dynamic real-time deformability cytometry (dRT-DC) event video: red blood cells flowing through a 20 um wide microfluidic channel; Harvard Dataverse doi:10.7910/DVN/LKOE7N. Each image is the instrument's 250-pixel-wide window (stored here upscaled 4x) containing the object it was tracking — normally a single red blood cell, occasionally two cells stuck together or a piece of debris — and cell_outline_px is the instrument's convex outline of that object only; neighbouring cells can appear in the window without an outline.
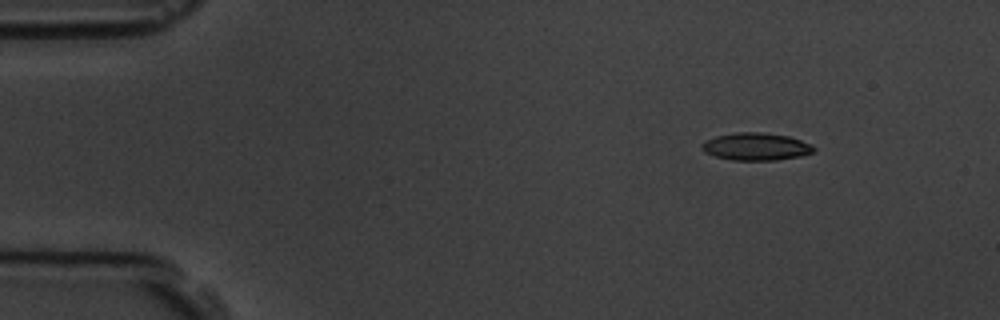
{"species": "common noctule bat (a hibernating species)", "species_latin": "Nyctalus noctula", "temperature_condition": "room temperature", "stored_images_in_passage": 4, "camera_frame_rate_fps": 3000, "um_per_image_px": 0.085, "animal": {"sex": "male", "body_mass_g": 19.5, "forearm_length_mm": 54.6}, "frame": {"image": 1, "passage_image": 1, "time_ms": 0.0, "image_size_px": [1000, 320], "cell_outline_px": [[816, 148], [812, 152], [800, 156], [776, 160], [732, 160], [716, 156], [704, 152], [700, 148], [700, 144], [704, 140], [716, 136], [736, 132], [760, 132], [788, 136], [800, 140]], "centroid_in_image_um": [64.19, 12.46], "position_along_channel_um": 20.8, "area_um2": 17.86}}
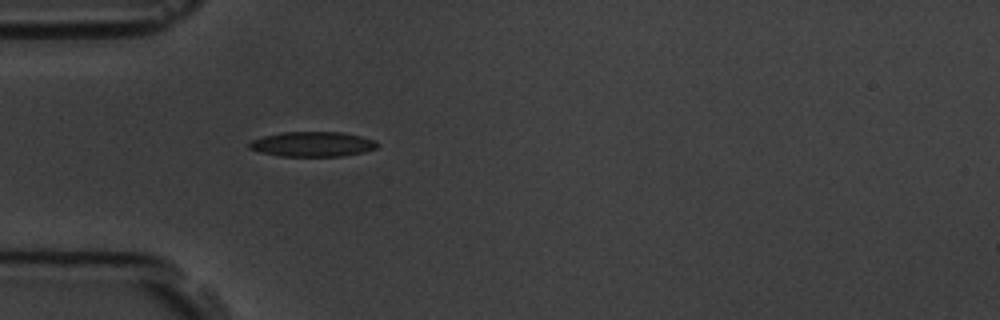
{"frame": {"image": 2, "passage_image": 4, "time_ms": 3.333, "image_size_px": [1000, 320], "cell_outline_px": [[380, 144], [376, 148], [364, 152], [344, 156], [280, 156], [260, 152], [248, 148], [248, 144], [252, 140], [264, 136], [280, 132], [340, 132], [360, 136], [376, 140]], "centroid_in_image_um": [26.58, 12.25], "position_along_channel_um": 58.4, "area_um2": 18.67}}